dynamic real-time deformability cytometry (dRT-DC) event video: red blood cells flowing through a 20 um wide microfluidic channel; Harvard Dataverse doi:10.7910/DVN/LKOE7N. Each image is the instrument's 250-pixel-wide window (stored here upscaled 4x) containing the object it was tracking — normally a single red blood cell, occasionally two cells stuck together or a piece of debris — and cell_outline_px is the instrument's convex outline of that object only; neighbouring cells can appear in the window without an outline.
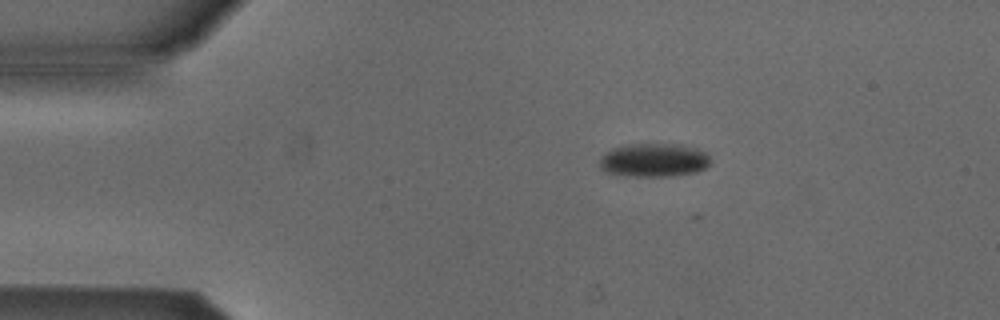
{"species": "Egyptian fruit bat (a non-hibernating species)", "species_latin": "Rousettus aegyptiacus", "temperature_condition": "cold", "stored_images_in_passage": 6, "camera_frame_rate_fps": 3000, "um_per_image_px": 0.085, "animal": {"sex": "male"}, "frame": {"image": 1, "passage_image": 1, "time_ms": 0.0, "image_size_px": [1000, 320], "cell_outline_px": [[712, 160], [704, 168], [696, 172], [676, 176], [632, 176], [608, 172], [600, 168], [600, 156], [604, 152], [612, 148], [628, 144], [684, 144], [696, 148], [704, 152]], "centroid_in_image_um": [55.58, 13.6], "position_along_channel_um": 29.4, "area_um2": 21.79}}
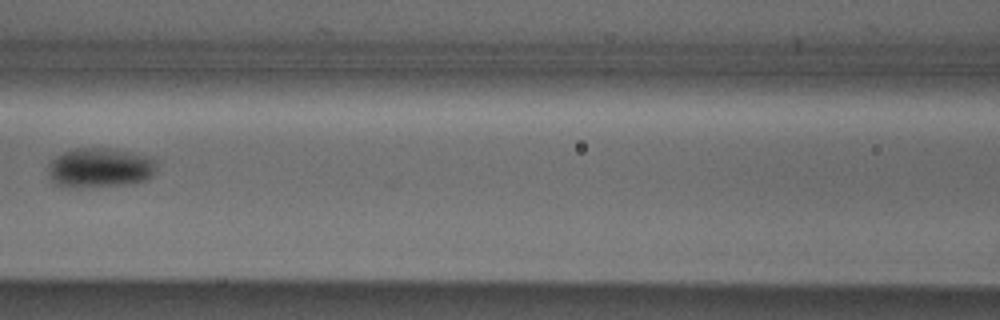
{"frame": {"image": 2, "passage_image": 5, "time_ms": 1.333, "image_size_px": [1000, 320], "cell_outline_px": [[156, 164], [152, 176], [148, 180], [132, 184], [76, 188], [56, 184], [48, 176], [48, 168], [52, 160], [56, 156], [64, 152], [76, 148], [112, 148], [152, 156], [156, 160]], "centroid_in_image_um": [8.53, 14.26], "position_along_channel_um": 158.1, "area_um2": 25.43}}
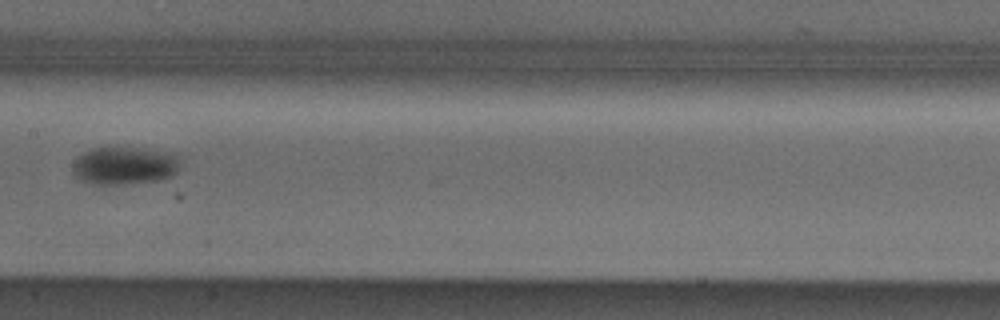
{"frame": {"image": 3, "passage_image": 6, "time_ms": 1.667, "image_size_px": [1000, 320], "cell_outline_px": [[180, 168], [172, 176], [160, 180], [124, 184], [92, 184], [80, 180], [72, 172], [72, 168], [76, 160], [84, 152], [92, 148], [144, 148], [180, 156]], "centroid_in_image_um": [10.6, 14.09], "position_along_channel_um": 196.8, "area_um2": 23.64}}